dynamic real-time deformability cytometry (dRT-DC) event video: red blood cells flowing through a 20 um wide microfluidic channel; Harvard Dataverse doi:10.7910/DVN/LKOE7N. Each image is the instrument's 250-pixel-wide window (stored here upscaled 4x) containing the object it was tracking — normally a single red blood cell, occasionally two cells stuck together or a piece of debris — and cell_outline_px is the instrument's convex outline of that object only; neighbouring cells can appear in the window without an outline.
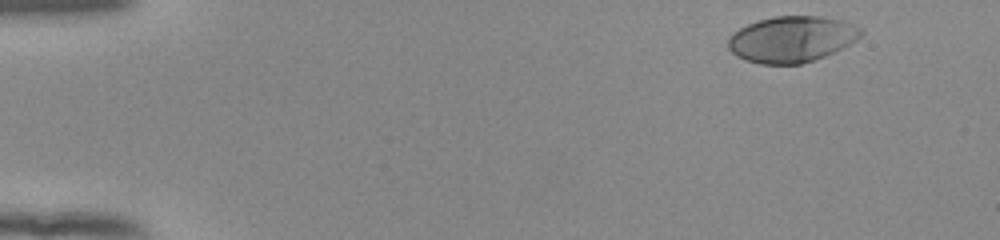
{"species": "human", "species_latin": "Homo sapiens", "temperature_condition": "room temperature", "stored_images_in_passage": 50, "camera_frame_rate_fps": 3000, "um_per_image_px": 0.085, "donor": {"sex": "female"}, "frame": {"image": 1, "passage_image": 2, "time_ms": 0.333, "image_size_px": [1000, 240], "cell_outline_px": [[864, 32], [856, 40], [824, 56], [800, 64], [760, 64], [744, 60], [736, 56], [728, 48], [728, 36], [732, 32], [748, 24], [772, 16], [820, 16], [844, 20], [864, 28]], "centroid_in_image_um": [67.29, 3.32], "position_along_channel_um": 17.7, "area_um2": 35.78}}
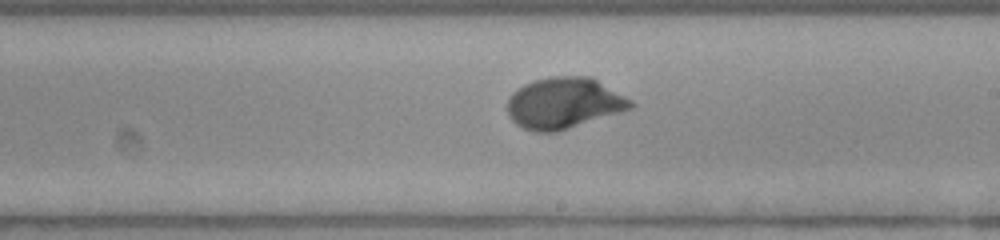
{"frame": {"image": 2, "passage_image": 29, "time_ms": 9.333, "image_size_px": [1000, 240], "cell_outline_px": [[636, 104], [632, 108], [556, 132], [536, 132], [524, 128], [516, 124], [512, 120], [508, 112], [508, 100], [512, 92], [524, 84], [536, 80], [552, 76], [592, 76], [632, 100]], "centroid_in_image_um": [47.95, 8.75], "position_along_channel_um": 241.1, "area_um2": 36.59}}
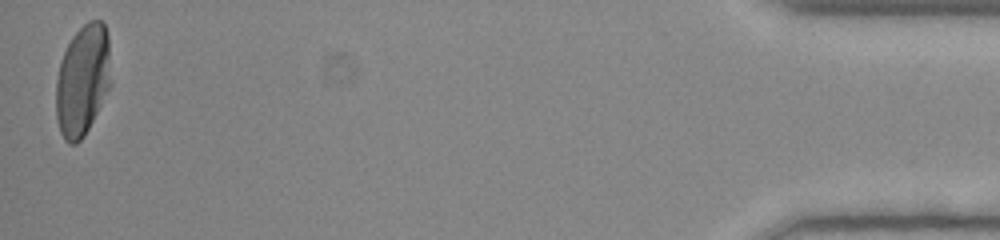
{"frame": {"image": 3, "passage_image": 50, "time_ms": 16.333, "image_size_px": [1000, 240], "cell_outline_px": [[112, 84], [84, 136], [76, 144], [68, 144], [64, 140], [60, 132], [56, 116], [56, 80], [60, 60], [72, 36], [88, 20], [100, 20], [104, 24], [108, 32]], "centroid_in_image_um": [7.04, 6.81], "position_along_channel_um": 428.2, "area_um2": 36.01}, "authors_computed_cell_mechanics": {"area_um2": 35.2869, "velocity_mm_per_s": 3.8563, "shape_relaxation_time_tau1_ms": 2.5003, "shape_relaxation_time_tau2_ms": null, "deformation_change_tau1": 0.1785, "deformation_change_tau2": null}}